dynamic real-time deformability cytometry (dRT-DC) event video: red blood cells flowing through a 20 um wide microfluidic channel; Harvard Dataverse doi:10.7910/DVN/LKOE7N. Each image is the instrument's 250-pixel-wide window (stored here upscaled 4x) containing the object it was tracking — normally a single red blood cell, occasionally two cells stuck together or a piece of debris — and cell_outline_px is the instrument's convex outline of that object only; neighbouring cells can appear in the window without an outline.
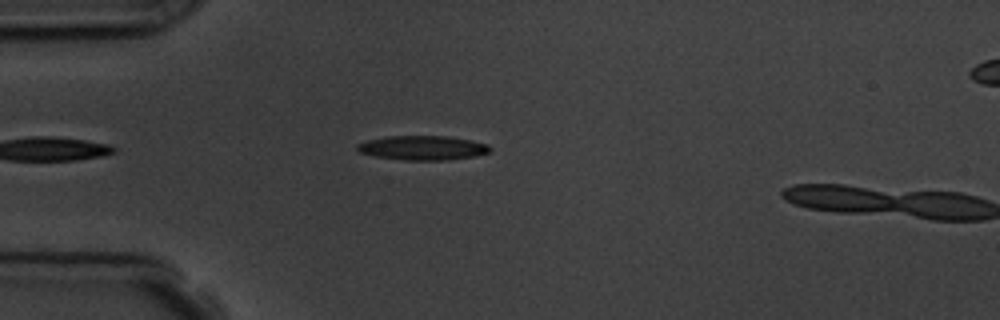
{"species": "common noctule bat (a hibernating species)", "species_latin": "Nyctalus noctula", "temperature_condition": "room temperature", "stored_images_in_passage": 3, "camera_frame_rate_fps": 3000, "um_per_image_px": 0.085, "animal": {"sex": "male", "body_mass_g": 19.5, "forearm_length_mm": 54.6}, "frame": {"image": 1, "passage_image": 2, "time_ms": 1.0, "image_size_px": [1000, 320], "cell_outline_px": [[492, 148], [488, 152], [476, 156], [448, 160], [404, 160], [376, 156], [360, 152], [356, 148], [356, 144], [368, 140], [384, 136], [448, 136], [472, 140], [488, 144]], "centroid_in_image_um": [35.95, 12.56], "position_along_channel_um": 49.1, "area_um2": 18.9}}